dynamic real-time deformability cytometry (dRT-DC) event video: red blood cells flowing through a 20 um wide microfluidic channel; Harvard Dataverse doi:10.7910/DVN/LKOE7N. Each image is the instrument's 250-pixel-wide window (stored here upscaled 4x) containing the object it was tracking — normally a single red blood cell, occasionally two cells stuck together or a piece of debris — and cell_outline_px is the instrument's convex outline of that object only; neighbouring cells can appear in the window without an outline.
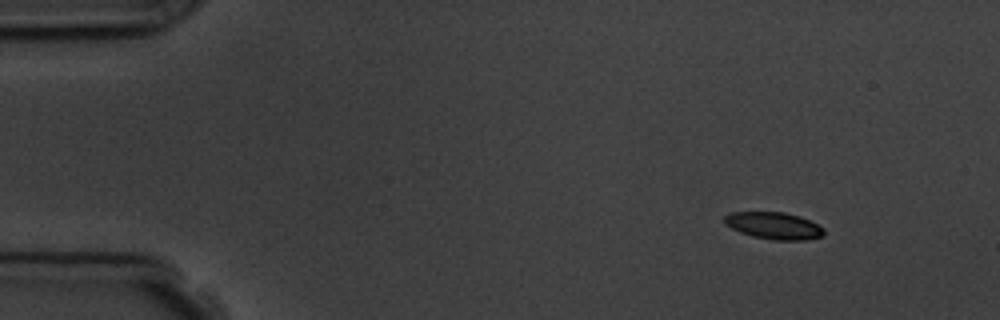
{"species": "common noctule bat (a hibernating species)", "species_latin": "Nyctalus noctula", "temperature_condition": "room temperature", "stored_images_in_passage": 5, "camera_frame_rate_fps": 3000, "um_per_image_px": 0.085, "animal": {"sex": "male", "body_mass_g": 19.5, "forearm_length_mm": 54.6}, "frame": {"image": 1, "passage_image": 1, "time_ms": 0.0, "image_size_px": [1000, 320], "cell_outline_px": [[824, 236], [804, 240], [772, 240], [752, 236], [740, 232], [724, 224], [724, 216], [732, 212], [784, 212], [800, 216], [824, 228]], "centroid_in_image_um": [65.77, 19.18], "position_along_channel_um": 19.2, "area_um2": 15.66}}
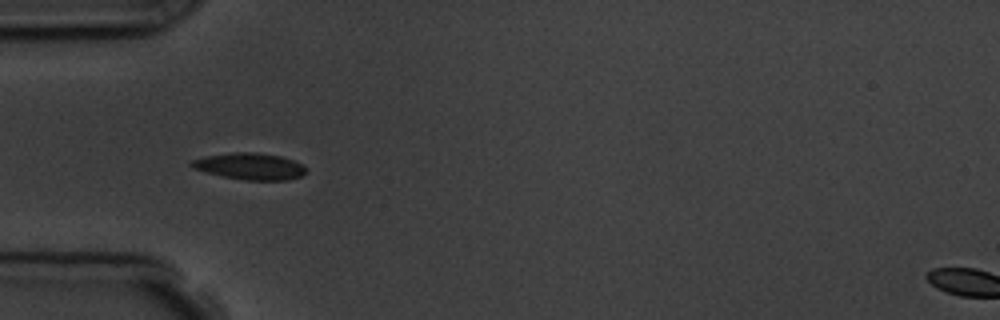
{"frame": {"image": 2, "passage_image": 4, "time_ms": 3.667, "image_size_px": [1000, 320], "cell_outline_px": [[308, 172], [300, 176], [288, 180], [244, 180], [224, 176], [192, 168], [188, 164], [192, 160], [204, 156], [232, 152], [256, 152], [280, 156], [304, 164], [308, 168]], "centroid_in_image_um": [21.28, 14.13], "position_along_channel_um": 63.7, "area_um2": 17.86}}